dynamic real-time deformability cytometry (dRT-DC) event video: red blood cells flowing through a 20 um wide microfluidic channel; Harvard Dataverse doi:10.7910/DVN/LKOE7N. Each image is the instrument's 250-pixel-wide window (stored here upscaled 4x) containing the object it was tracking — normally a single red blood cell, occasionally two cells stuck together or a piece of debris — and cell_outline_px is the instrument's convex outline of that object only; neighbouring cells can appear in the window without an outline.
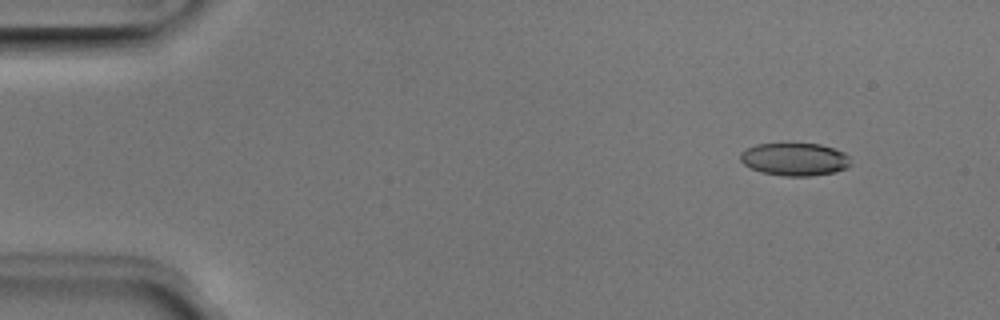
{"species": "Egyptian fruit bat (a non-hibernating species)", "species_latin": "Rousettus aegyptiacus", "temperature_condition": "room temperature", "stored_images_in_passage": 51, "camera_frame_rate_fps": 3000, "um_per_image_px": 0.085, "animal": {"sex": "male"}, "frame": {"image": 1, "passage_image": 5, "time_ms": 1.333, "image_size_px": [1000, 320], "cell_outline_px": [[852, 164], [848, 168], [836, 172], [808, 176], [784, 176], [760, 172], [744, 164], [740, 160], [740, 152], [756, 144], [820, 144], [844, 152], [852, 156]], "centroid_in_image_um": [67.61, 13.55], "position_along_channel_um": 17.4, "area_um2": 21.27}}
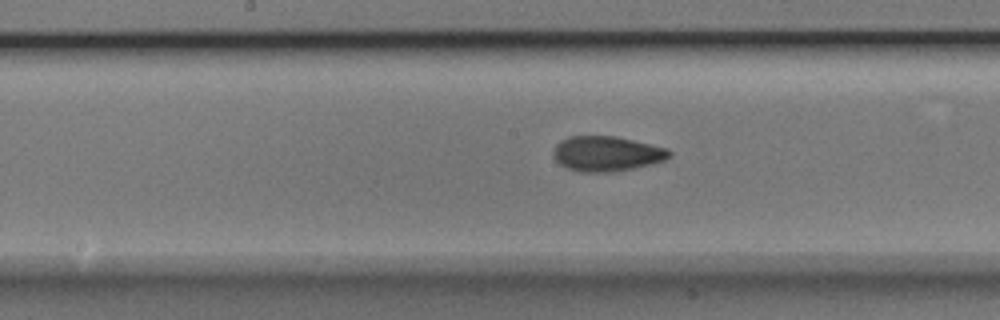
{"frame": {"image": 2, "passage_image": 26, "time_ms": 8.333, "image_size_px": [1000, 320], "cell_outline_px": [[672, 152], [664, 160], [652, 164], [612, 172], [580, 172], [568, 168], [560, 164], [552, 156], [552, 152], [556, 144], [560, 140], [568, 136], [616, 136], [668, 148]], "centroid_in_image_um": [51.53, 13.06], "position_along_channel_um": 196.7, "area_um2": 23.76}}
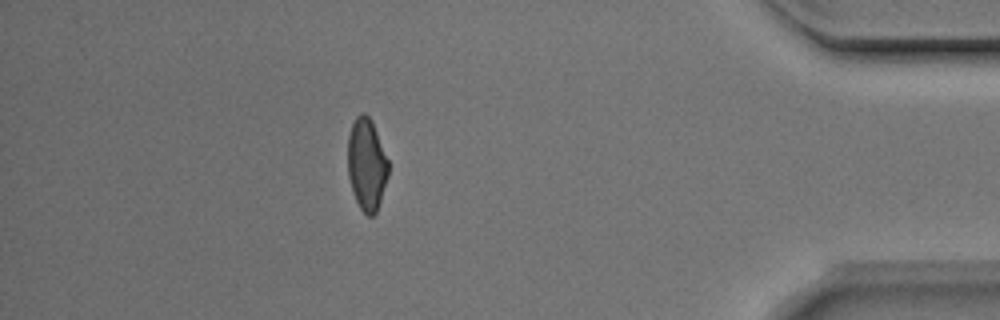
{"frame": {"image": 3, "passage_image": 45, "time_ms": 14.667, "image_size_px": [1000, 320], "cell_outline_px": [[388, 176], [376, 212], [372, 216], [368, 216], [360, 208], [356, 200], [348, 176], [348, 136], [352, 124], [356, 116], [360, 112], [364, 112], [372, 120], [388, 160]], "centroid_in_image_um": [31.16, 13.94], "position_along_channel_um": 404.0, "area_um2": 21.62}, "authors_computed_cell_mechanics": {"area_um2": 22.4842, "velocity_mm_per_s": 3.9784, "shape_relaxation_time_tau1_ms": 6.8082, "shape_relaxation_time_tau2_ms": 1.5223, "deformation_change_tau1": 0.1733, "deformation_change_tau2": 0.0706}}